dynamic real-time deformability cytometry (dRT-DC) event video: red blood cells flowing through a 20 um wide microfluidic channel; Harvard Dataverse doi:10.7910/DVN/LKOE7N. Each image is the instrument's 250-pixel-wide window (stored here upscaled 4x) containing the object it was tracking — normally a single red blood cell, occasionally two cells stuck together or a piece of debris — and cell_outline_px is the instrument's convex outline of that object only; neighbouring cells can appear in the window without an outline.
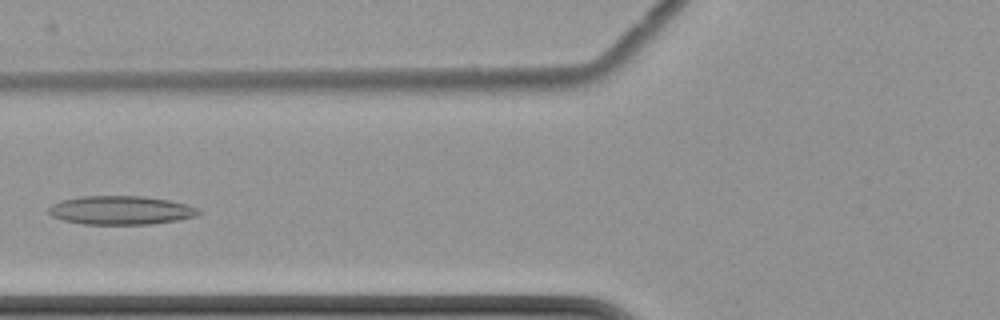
{"species": "common noctule bat (a hibernating species)", "species_latin": "Nyctalus noctula", "temperature_condition": "cold", "stored_images_in_passage": 8, "camera_frame_rate_fps": 3000, "um_per_image_px": 0.085, "animal": {"sex": "female", "body_mass_g": 22.7, "forearm_length_mm": 54.2}, "frame": {"image": 1, "passage_image": 7, "time_ms": 7.333, "image_size_px": [1000, 320], "cell_outline_px": [[200, 212], [196, 216], [176, 220], [148, 224], [84, 224], [64, 220], [52, 216], [48, 212], [48, 208], [52, 204], [60, 200], [84, 196], [144, 196], [168, 200], [188, 204], [200, 208]], "centroid_in_image_um": [10.27, 17.86], "position_along_channel_um": 115.5, "area_um2": 25.03}}
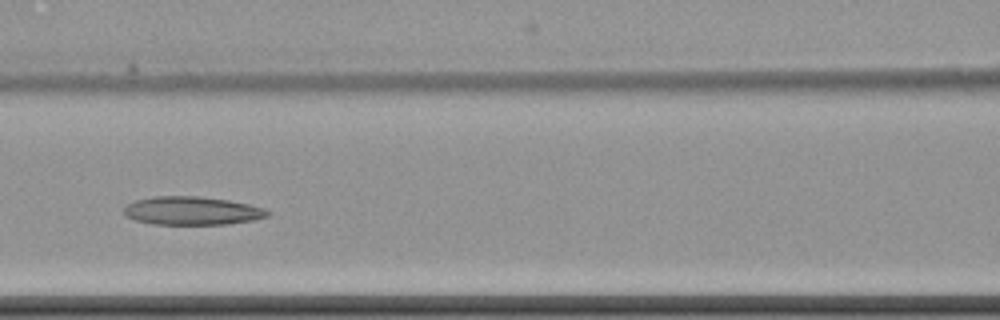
{"frame": {"image": 2, "passage_image": 8, "time_ms": 8.333, "image_size_px": [1000, 320], "cell_outline_px": [[272, 212], [268, 216], [256, 220], [228, 224], [152, 224], [136, 220], [124, 216], [124, 208], [128, 204], [136, 200], [152, 196], [200, 196], [228, 200], [248, 204], [264, 208]], "centroid_in_image_um": [16.34, 17.91], "position_along_channel_um": 150.3, "area_um2": 23.87}}